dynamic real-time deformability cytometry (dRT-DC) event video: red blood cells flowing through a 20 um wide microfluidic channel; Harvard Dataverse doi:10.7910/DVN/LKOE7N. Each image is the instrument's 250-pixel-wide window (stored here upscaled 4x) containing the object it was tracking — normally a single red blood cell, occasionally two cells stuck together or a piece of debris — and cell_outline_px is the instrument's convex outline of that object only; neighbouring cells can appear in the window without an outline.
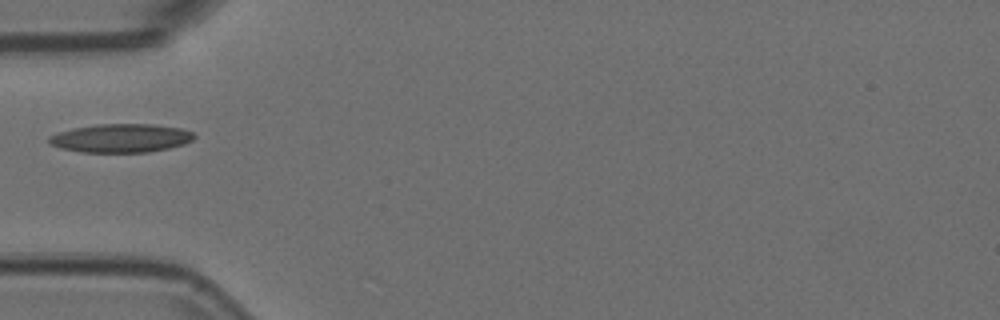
{"species": "Egyptian fruit bat (a non-hibernating species)", "species_latin": "Rousettus aegyptiacus", "temperature_condition": "room temperature", "stored_images_in_passage": 9, "camera_frame_rate_fps": 3000, "um_per_image_px": 0.085, "animal": {"sex": "female"}, "frame": {"image": 1, "passage_image": 6, "time_ms": 1.667, "image_size_px": [1000, 320], "cell_outline_px": [[196, 136], [192, 140], [184, 144], [168, 148], [148, 152], [80, 152], [60, 148], [48, 144], [48, 136], [72, 128], [96, 124], [152, 124], [184, 128], [192, 132]], "centroid_in_image_um": [10.27, 11.74], "position_along_channel_um": 74.7, "area_um2": 24.33}}
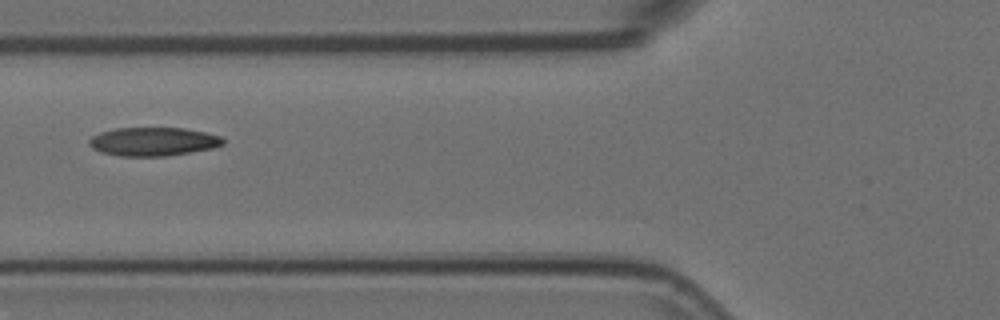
{"frame": {"image": 2, "passage_image": 7, "time_ms": 2.0, "image_size_px": [1000, 320], "cell_outline_px": [[224, 144], [212, 148], [164, 156], [120, 156], [100, 152], [92, 148], [88, 144], [88, 140], [92, 136], [100, 132], [116, 128], [184, 128], [204, 132], [220, 136], [224, 140]], "centroid_in_image_um": [12.98, 12.03], "position_along_channel_um": 112.8, "area_um2": 22.2}}
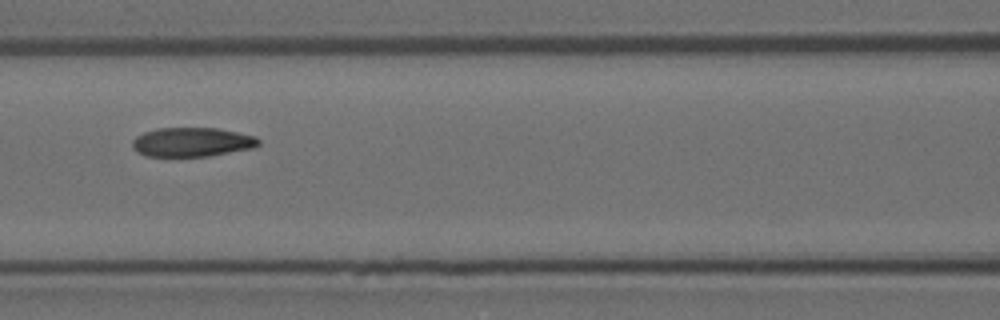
{"frame": {"image": 3, "passage_image": 8, "time_ms": 2.333, "image_size_px": [1000, 320], "cell_outline_px": [[260, 144], [252, 148], [208, 156], [144, 156], [136, 152], [132, 148], [132, 140], [136, 136], [144, 132], [156, 128], [216, 128], [256, 136], [260, 140]], "centroid_in_image_um": [16.28, 12.08], "position_along_channel_um": 150.3, "area_um2": 21.5}}